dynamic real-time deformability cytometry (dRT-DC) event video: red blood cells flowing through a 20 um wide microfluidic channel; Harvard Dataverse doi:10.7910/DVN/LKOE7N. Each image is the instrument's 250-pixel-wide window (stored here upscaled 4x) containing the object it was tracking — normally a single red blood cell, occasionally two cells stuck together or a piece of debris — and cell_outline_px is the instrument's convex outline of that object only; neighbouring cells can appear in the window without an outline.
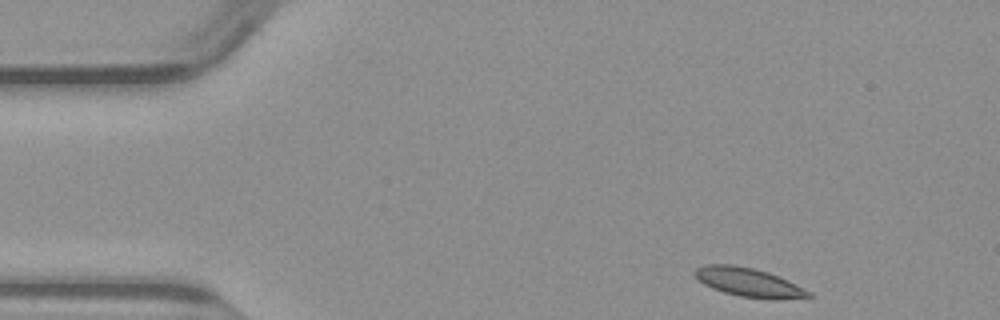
{"species": "common noctule bat (a hibernating species)", "species_latin": "Nyctalus noctula", "temperature_condition": "warm", "stored_images_in_passage": 45, "camera_frame_rate_fps": 3000, "um_per_image_px": 0.085, "animal": {"sex": "male", "body_mass_g": 23.1, "forearm_length_mm": 52.7}, "frame": {"image": 1, "passage_image": 1, "time_ms": 0.0, "image_size_px": [1000, 320], "cell_outline_px": [[812, 296], [780, 300], [740, 296], [724, 292], [712, 288], [704, 284], [692, 272], [696, 268], [704, 264], [732, 264], [752, 268], [768, 272], [780, 276], [812, 292]], "centroid_in_image_um": [63.65, 23.99], "position_along_channel_um": 21.3, "area_um2": 19.13}}
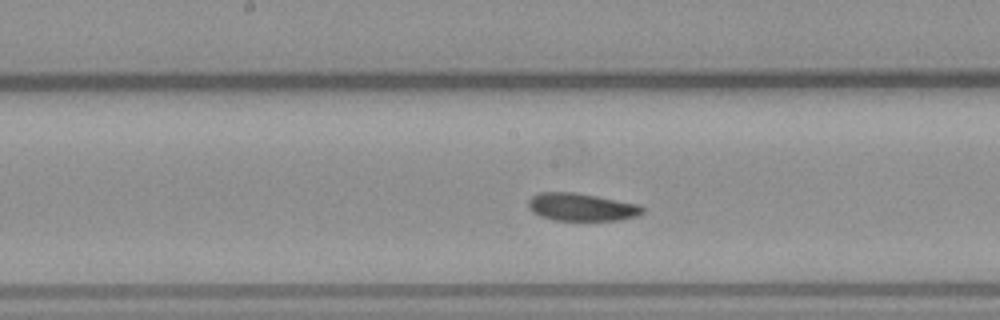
{"frame": {"image": 2, "passage_image": 20, "time_ms": 6.333, "image_size_px": [1000, 320], "cell_outline_px": [[644, 212], [636, 216], [620, 220], [552, 220], [540, 216], [532, 212], [528, 208], [528, 200], [532, 196], [540, 192], [576, 192], [640, 204], [644, 208]], "centroid_in_image_um": [49.42, 17.6], "position_along_channel_um": 198.8, "area_um2": 18.61}}
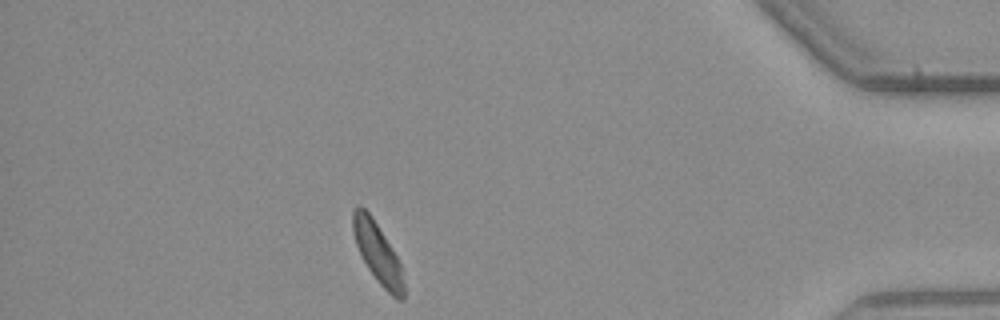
{"frame": {"image": 3, "passage_image": 39, "time_ms": 12.667, "image_size_px": [1000, 320], "cell_outline_px": [[404, 300], [396, 300], [376, 280], [368, 268], [356, 244], [352, 232], [352, 208], [356, 204], [360, 204], [372, 216], [392, 248], [400, 264], [404, 284]], "centroid_in_image_um": [32.07, 21.46], "position_along_channel_um": 403.1, "area_um2": 17.86}}